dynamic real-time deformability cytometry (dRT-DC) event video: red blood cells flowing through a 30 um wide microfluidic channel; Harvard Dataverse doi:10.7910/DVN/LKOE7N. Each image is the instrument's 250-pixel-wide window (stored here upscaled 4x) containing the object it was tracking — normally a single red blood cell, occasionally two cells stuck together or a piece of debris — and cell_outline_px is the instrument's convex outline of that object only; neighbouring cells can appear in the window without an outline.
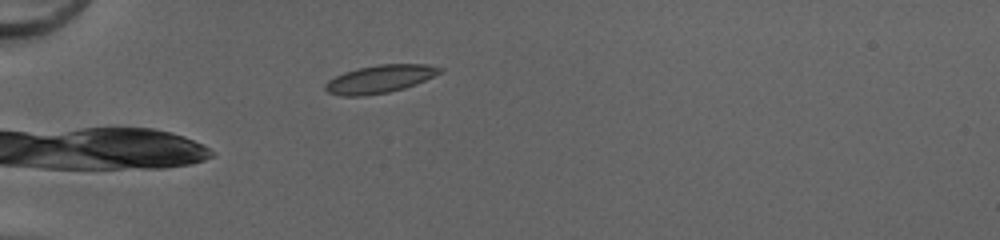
{"species": "common noctule bat (a hibernating species)", "species_latin": "Nyctalus noctula", "temperature_condition": "cold", "stored_images_in_passage": 32, "camera_frame_rate_fps": 3000, "um_per_image_px": 0.085, "animal": {"sex": "female", "body_mass_g": 20.0, "forearm_length_mm": 54.0}, "frame": {"image": 1, "passage_image": 1, "time_ms": 0.0, "image_size_px": [1000, 240], "cell_outline_px": [[444, 72], [416, 84], [404, 88], [388, 92], [364, 96], [340, 96], [328, 92], [324, 88], [324, 84], [328, 80], [344, 72], [356, 68], [380, 64], [428, 64], [444, 68]], "centroid_in_image_um": [32.31, 6.71], "position_along_channel_um": 52.7, "area_um2": 18.84}}
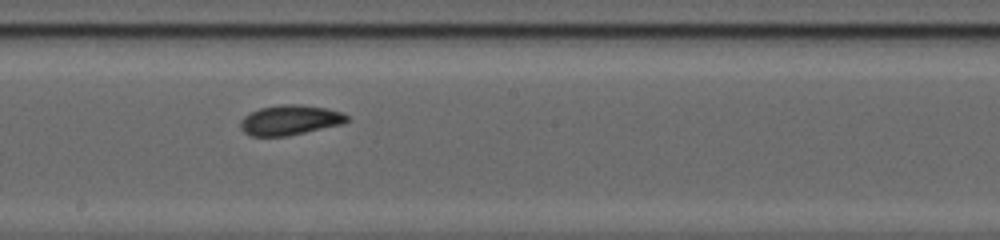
{"frame": {"image": 2, "passage_image": 15, "time_ms": 4.667, "image_size_px": [1000, 240], "cell_outline_px": [[348, 120], [344, 124], [288, 136], [252, 136], [244, 132], [240, 128], [240, 120], [244, 116], [260, 108], [284, 104], [300, 104], [328, 108], [340, 112], [348, 116]], "centroid_in_image_um": [24.66, 10.21], "position_along_channel_um": 223.5, "area_um2": 18.67}}
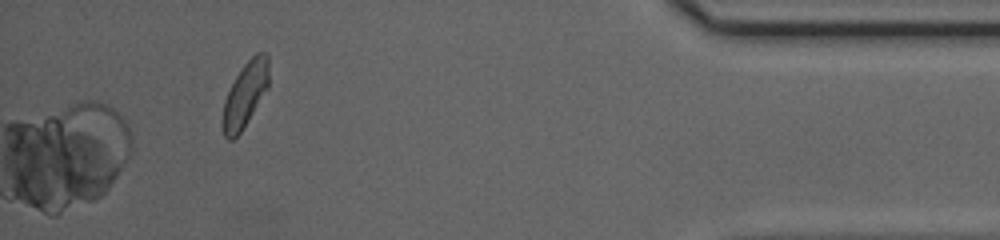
{"frame": {"image": 3, "passage_image": 32, "time_ms": 10.333, "image_size_px": [1000, 240], "cell_outline_px": [[268, 88], [240, 132], [232, 140], [228, 140], [224, 136], [220, 124], [220, 120], [224, 100], [236, 76], [244, 64], [256, 52], [264, 52], [268, 56]], "centroid_in_image_um": [20.8, 8.06], "position_along_channel_um": 414.4, "area_um2": 17.46}, "authors_computed_cell_mechanics": {"area_um2": 18.4382, "velocity_mm_per_s": 4.2078, "shape_relaxation_time_tau1_ms": 2.7397, "shape_relaxation_time_tau2_ms": 2.4299, "deformation_change_tau1": 0.1174, "deformation_change_tau2": 0.0647}}